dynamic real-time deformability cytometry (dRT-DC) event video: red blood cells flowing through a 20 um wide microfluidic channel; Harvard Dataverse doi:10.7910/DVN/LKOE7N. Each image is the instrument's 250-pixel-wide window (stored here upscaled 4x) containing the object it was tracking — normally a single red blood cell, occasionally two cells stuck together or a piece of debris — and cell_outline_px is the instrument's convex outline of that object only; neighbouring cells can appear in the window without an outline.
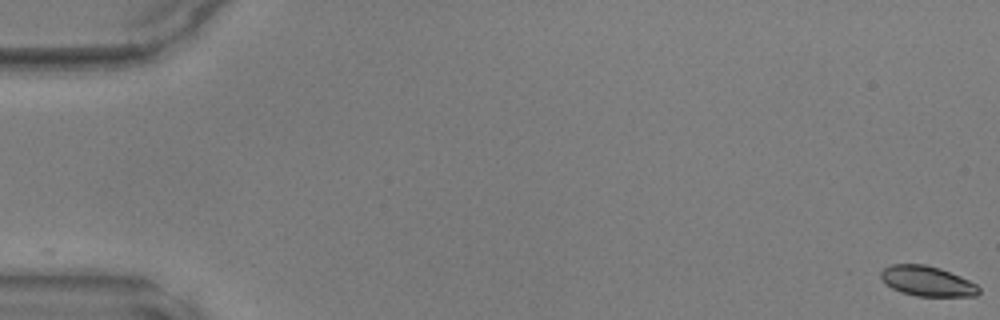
{"species": "common noctule bat (a hibernating species)", "species_latin": "Nyctalus noctula", "temperature_condition": "warm", "stored_images_in_passage": 14, "camera_frame_rate_fps": 3000, "um_per_image_px": 0.085, "animal": {"sex": "male", "body_mass_g": 17.9, "forearm_length_mm": 54.2}, "frame": {"image": 1, "passage_image": 1, "time_ms": 0.0, "image_size_px": [1000, 320], "cell_outline_px": [[980, 292], [976, 296], [916, 296], [900, 292], [884, 284], [880, 276], [880, 272], [884, 268], [892, 264], [924, 264], [940, 268], [960, 276], [976, 284], [980, 288]], "centroid_in_image_um": [78.79, 23.9], "position_along_channel_um": 6.2, "area_um2": 17.28}}